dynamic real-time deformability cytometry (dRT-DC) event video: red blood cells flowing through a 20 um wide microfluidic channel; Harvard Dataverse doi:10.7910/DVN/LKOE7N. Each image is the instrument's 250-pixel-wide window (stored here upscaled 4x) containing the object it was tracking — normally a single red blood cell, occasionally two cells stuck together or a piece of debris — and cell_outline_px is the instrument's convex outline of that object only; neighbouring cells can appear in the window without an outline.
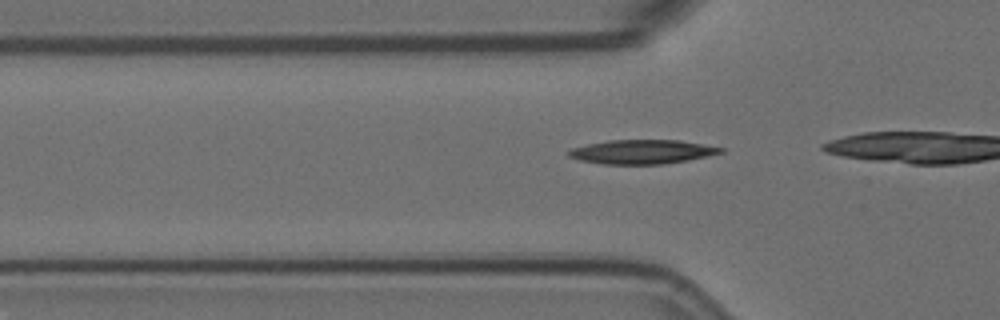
{"species": "Egyptian fruit bat (a non-hibernating species)", "species_latin": "Rousettus aegyptiacus", "temperature_condition": "room temperature", "stored_images_in_passage": 19, "camera_frame_rate_fps": 3000, "um_per_image_px": 0.085, "animal": {"sex": "female"}, "frame": {"image": 1, "passage_image": 13, "time_ms": 4.0, "image_size_px": [1000, 320], "cell_outline_px": [[724, 152], [708, 156], [688, 160], [664, 164], [600, 164], [580, 160], [568, 156], [564, 152], [572, 148], [588, 144], [608, 140], [680, 140], [724, 148]], "centroid_in_image_um": [54.55, 12.9], "position_along_channel_um": 71.3, "area_um2": 21.44}}
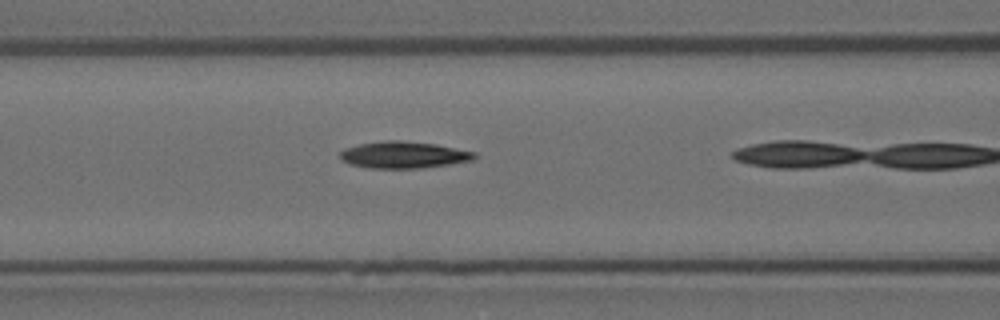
{"frame": {"image": 2, "passage_image": 18, "time_ms": 5.667, "image_size_px": [1000, 320], "cell_outline_px": [[476, 156], [472, 160], [448, 164], [420, 168], [368, 168], [348, 164], [340, 160], [340, 152], [344, 148], [360, 144], [384, 140], [400, 140], [436, 144], [476, 152]], "centroid_in_image_um": [34.26, 13.16], "position_along_channel_um": 132.3, "area_um2": 20.98}}